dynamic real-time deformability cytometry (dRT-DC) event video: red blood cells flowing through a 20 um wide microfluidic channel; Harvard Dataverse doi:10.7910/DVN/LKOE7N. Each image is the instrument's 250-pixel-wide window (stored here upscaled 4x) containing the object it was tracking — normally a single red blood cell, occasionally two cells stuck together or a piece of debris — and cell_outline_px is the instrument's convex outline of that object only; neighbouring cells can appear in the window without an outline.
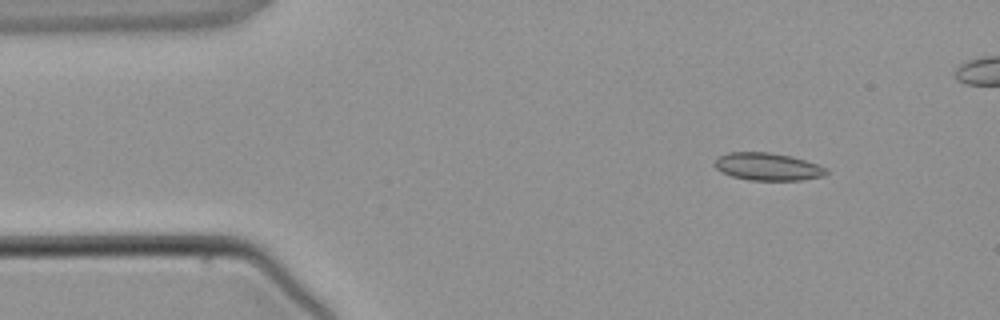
{"species": "common noctule bat (a hibernating species)", "species_latin": "Nyctalus noctula", "temperature_condition": "warm", "stored_images_in_passage": 5, "camera_frame_rate_fps": 3000, "um_per_image_px": 0.085, "animal": {"sex": "male", "body_mass_g": 21.5, "forearm_length_mm": 52.0}, "frame": {"image": 1, "passage_image": 2, "time_ms": 1.0, "image_size_px": [1000, 320], "cell_outline_px": [[828, 172], [824, 176], [800, 180], [748, 180], [732, 176], [716, 168], [712, 164], [720, 156], [728, 152], [768, 152], [792, 156], [828, 168]], "centroid_in_image_um": [65.26, 14.16], "position_along_channel_um": 19.7, "area_um2": 17.86}}
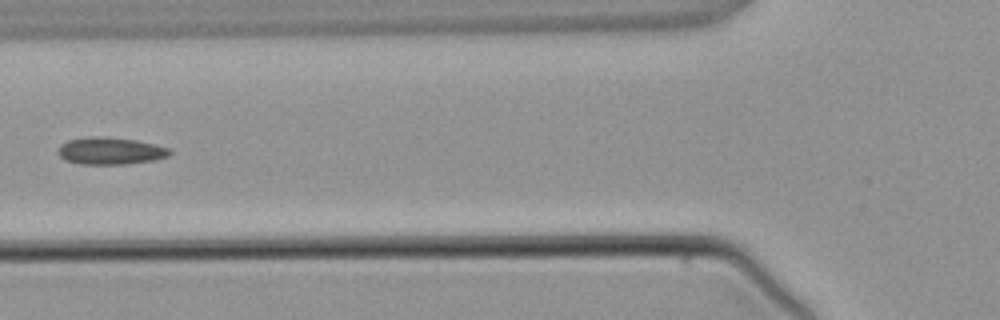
{"frame": {"image": 2, "passage_image": 5, "time_ms": 4.667, "image_size_px": [1000, 320], "cell_outline_px": [[172, 152], [168, 156], [152, 160], [124, 164], [80, 164], [64, 160], [56, 152], [56, 148], [60, 144], [68, 140], [88, 136], [100, 136], [136, 140], [168, 148]], "centroid_in_image_um": [9.29, 12.82], "position_along_channel_um": 116.5, "area_um2": 17.69}}